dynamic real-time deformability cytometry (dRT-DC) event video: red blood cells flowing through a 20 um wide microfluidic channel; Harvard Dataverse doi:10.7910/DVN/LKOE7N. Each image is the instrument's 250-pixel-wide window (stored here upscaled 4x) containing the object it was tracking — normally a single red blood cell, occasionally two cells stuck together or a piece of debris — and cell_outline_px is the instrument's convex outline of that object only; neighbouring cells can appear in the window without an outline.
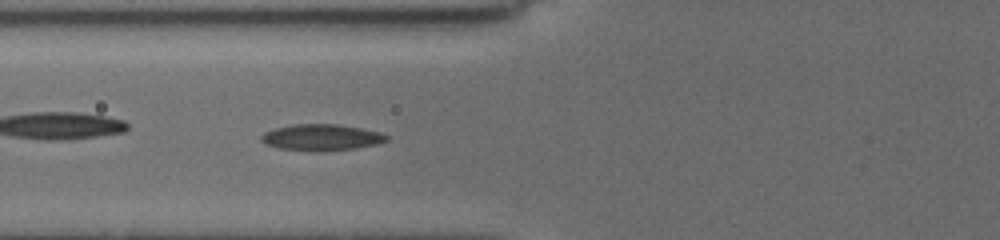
{"species": "common noctule bat (a hibernating species)", "species_latin": "Nyctalus noctula", "temperature_condition": "cold", "stored_images_in_passage": 57, "camera_frame_rate_fps": 3000, "um_per_image_px": 0.085, "animal": {"sex": "female", "body_mass_g": 19.5, "forearm_length_mm": 54.1}, "frame": {"image": 1, "passage_image": 24, "time_ms": 7.667, "image_size_px": [1000, 240], "cell_outline_px": [[388, 140], [376, 144], [356, 148], [324, 152], [312, 152], [280, 148], [268, 144], [260, 140], [260, 136], [264, 132], [276, 128], [292, 124], [336, 124], [360, 128], [380, 132], [388, 136]], "centroid_in_image_um": [27.32, 11.69], "position_along_channel_um": 98.5, "area_um2": 19.31}}
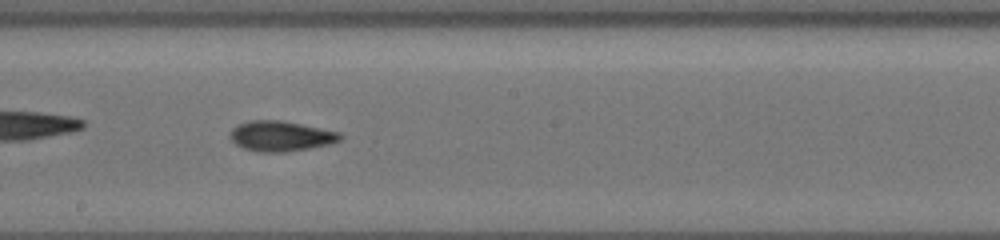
{"frame": {"image": 2, "passage_image": 34, "time_ms": 11.0, "image_size_px": [1000, 240], "cell_outline_px": [[344, 136], [340, 140], [328, 144], [308, 148], [284, 152], [256, 152], [244, 148], [236, 144], [228, 136], [232, 128], [248, 120], [280, 120], [340, 132]], "centroid_in_image_um": [23.84, 11.57], "position_along_channel_um": 224.4, "area_um2": 19.31}}
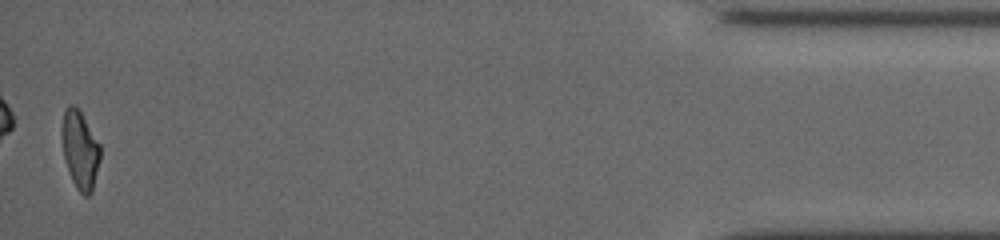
{"frame": {"image": 3, "passage_image": 56, "time_ms": 18.333, "image_size_px": [1000, 240], "cell_outline_px": [[100, 160], [92, 192], [88, 196], [84, 196], [76, 188], [72, 180], [64, 156], [60, 132], [64, 108], [72, 104], [80, 112], [100, 144]], "centroid_in_image_um": [6.79, 12.74], "position_along_channel_um": 428.4, "area_um2": 17.4}, "authors_computed_cell_mechanics": {"area_um2": 17.9758, "velocity_mm_per_s": 3.7707, "shape_relaxation_time_tau1_ms": 5.0446, "shape_relaxation_time_tau2_ms": 3.6556, "deformation_change_tau1": 0.1434, "deformation_change_tau2": 0.1009}}